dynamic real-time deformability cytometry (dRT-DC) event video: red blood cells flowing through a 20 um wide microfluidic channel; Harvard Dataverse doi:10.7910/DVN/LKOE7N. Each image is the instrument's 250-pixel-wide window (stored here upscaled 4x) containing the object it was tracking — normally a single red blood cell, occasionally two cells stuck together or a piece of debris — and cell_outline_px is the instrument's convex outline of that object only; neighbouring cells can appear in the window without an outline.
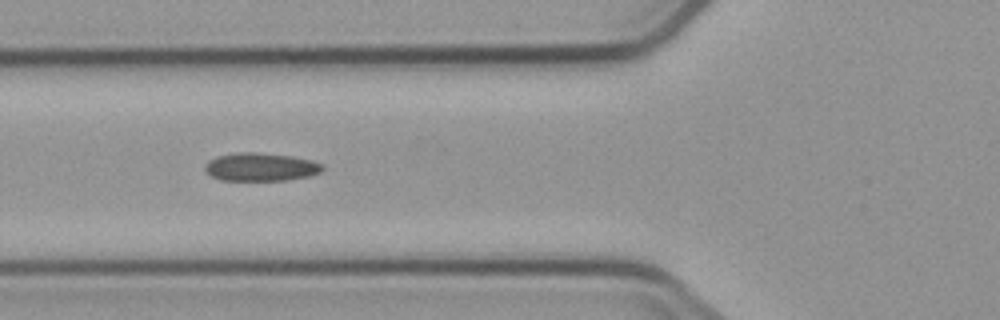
{"species": "common noctule bat (a hibernating species)", "species_latin": "Nyctalus noctula", "temperature_condition": "cold", "stored_images_in_passage": 8, "camera_frame_rate_fps": 3000, "um_per_image_px": 0.085, "animal": {"sex": "male", "body_mass_g": 23.1, "forearm_length_mm": 52.7}, "frame": {"image": 1, "passage_image": 6, "time_ms": 5.667, "image_size_px": [1000, 320], "cell_outline_px": [[324, 168], [320, 172], [308, 176], [284, 180], [220, 180], [212, 176], [204, 168], [208, 160], [216, 156], [236, 152], [256, 152], [292, 156], [312, 160], [324, 164]], "centroid_in_image_um": [22.16, 14.18], "position_along_channel_um": 103.6, "area_um2": 19.31}}
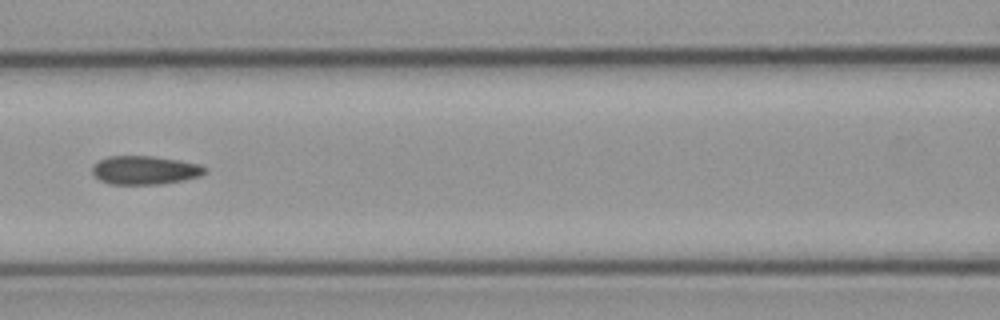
{"frame": {"image": 2, "passage_image": 7, "time_ms": 7.0, "image_size_px": [1000, 320], "cell_outline_px": [[204, 172], [200, 176], [184, 180], [160, 184], [108, 184], [100, 180], [92, 172], [92, 168], [100, 160], [108, 156], [152, 156], [200, 164], [204, 168]], "centroid_in_image_um": [12.29, 14.47], "position_along_channel_um": 154.3, "area_um2": 18.5}}
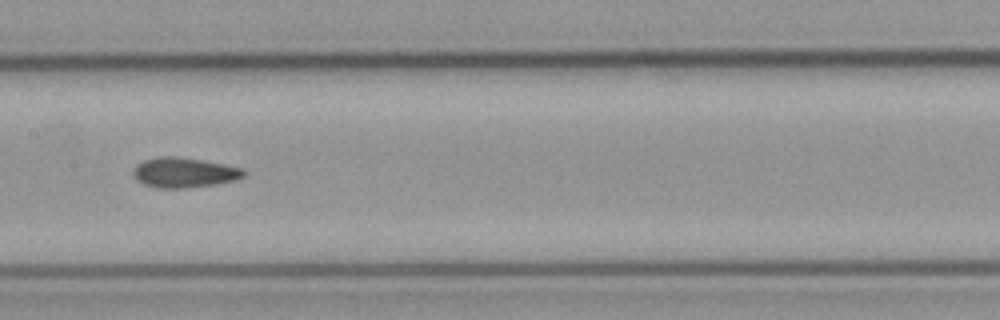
{"frame": {"image": 3, "passage_image": 8, "time_ms": 8.0, "image_size_px": [1000, 320], "cell_outline_px": [[248, 172], [244, 176], [236, 180], [216, 184], [184, 188], [156, 188], [144, 184], [136, 180], [132, 172], [136, 164], [144, 160], [160, 156], [176, 156], [200, 160], [244, 168]], "centroid_in_image_um": [15.65, 14.67], "position_along_channel_um": 191.8, "area_um2": 19.42}}